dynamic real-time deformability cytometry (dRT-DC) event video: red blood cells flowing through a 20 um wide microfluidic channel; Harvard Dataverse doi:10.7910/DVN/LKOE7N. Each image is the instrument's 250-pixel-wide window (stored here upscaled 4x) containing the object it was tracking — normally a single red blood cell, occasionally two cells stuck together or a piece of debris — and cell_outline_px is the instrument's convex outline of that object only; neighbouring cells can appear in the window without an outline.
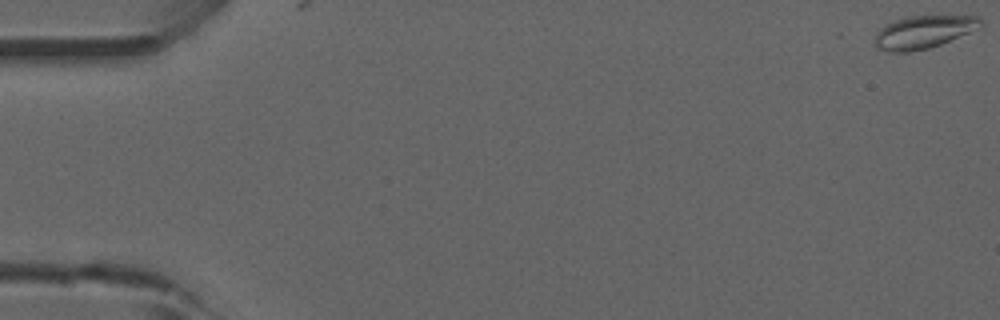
{"species": "common noctule bat (a hibernating species)", "species_latin": "Nyctalus noctula", "temperature_condition": "room temperature", "stored_images_in_passage": 3, "camera_frame_rate_fps": 3000, "um_per_image_px": 0.085, "animal": {"sex": "male", "forearm_length_mm": 52.5}, "frame": {"image": 1, "passage_image": 1, "time_ms": 0.0, "image_size_px": [1000, 320], "cell_outline_px": [[984, 24], [980, 28], [940, 44], [928, 48], [908, 52], [888, 52], [876, 48], [876, 32], [884, 24], [892, 20], [904, 16], [980, 16], [984, 20]], "centroid_in_image_um": [78.5, 2.7], "position_along_channel_um": 6.5, "area_um2": 20.46}}